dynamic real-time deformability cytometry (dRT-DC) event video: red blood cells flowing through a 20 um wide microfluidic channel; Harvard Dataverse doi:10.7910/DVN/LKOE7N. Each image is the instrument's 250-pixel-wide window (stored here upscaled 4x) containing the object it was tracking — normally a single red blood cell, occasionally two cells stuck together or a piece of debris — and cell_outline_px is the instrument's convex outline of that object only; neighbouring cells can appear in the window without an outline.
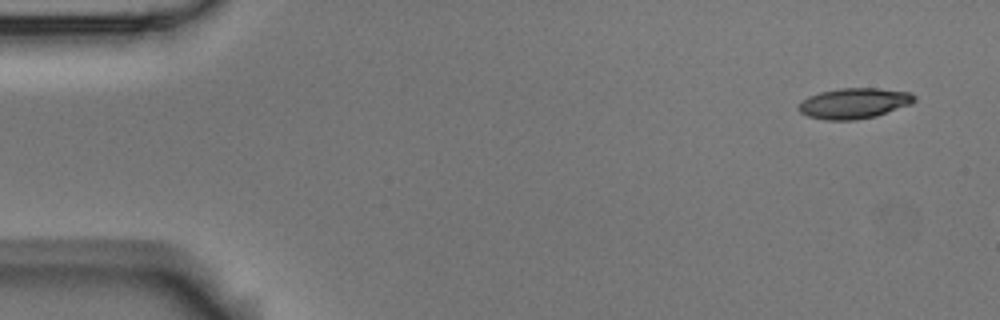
{"species": "Egyptian fruit bat (a non-hibernating species)", "species_latin": "Rousettus aegyptiacus", "temperature_condition": "room temperature", "stored_images_in_passage": 5, "camera_frame_rate_fps": 3000, "um_per_image_px": 0.085, "animal": {"sex": "male"}, "frame": {"image": 1, "passage_image": 1, "time_ms": 0.0, "image_size_px": [1000, 320], "cell_outline_px": [[916, 100], [912, 104], [876, 116], [856, 120], [824, 120], [808, 116], [800, 112], [796, 108], [808, 96], [820, 92], [840, 88], [876, 88], [912, 92], [916, 96]], "centroid_in_image_um": [72.62, 8.78], "position_along_channel_um": 12.4, "area_um2": 20.75}}